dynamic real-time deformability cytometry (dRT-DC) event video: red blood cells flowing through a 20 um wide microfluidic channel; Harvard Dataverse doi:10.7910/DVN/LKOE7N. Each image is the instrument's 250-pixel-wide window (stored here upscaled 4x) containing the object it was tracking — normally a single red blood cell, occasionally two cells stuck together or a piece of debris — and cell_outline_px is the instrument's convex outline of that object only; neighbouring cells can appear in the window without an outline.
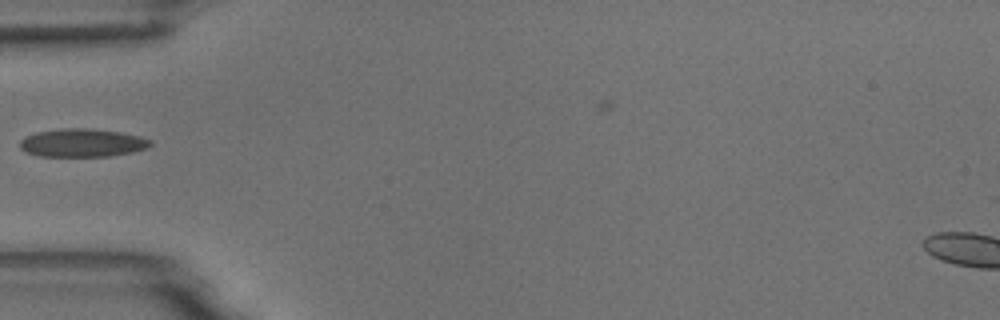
{"species": "common noctule bat (a hibernating species)", "species_latin": "Nyctalus noctula", "temperature_condition": "room temperature", "stored_images_in_passage": 5, "camera_frame_rate_fps": 3000, "um_per_image_px": 0.085, "animal": {"sex": "male", "body_mass_g": 18.8}, "frame": {"image": 1, "passage_image": 4, "time_ms": 1.0, "image_size_px": [1000, 320], "cell_outline_px": [[152, 144], [144, 148], [132, 152], [112, 156], [40, 156], [24, 152], [20, 148], [20, 140], [24, 136], [36, 132], [60, 128], [88, 128], [120, 132], [140, 136], [152, 140]], "centroid_in_image_um": [6.95, 12.13], "position_along_channel_um": 78.0, "area_um2": 21.56}}